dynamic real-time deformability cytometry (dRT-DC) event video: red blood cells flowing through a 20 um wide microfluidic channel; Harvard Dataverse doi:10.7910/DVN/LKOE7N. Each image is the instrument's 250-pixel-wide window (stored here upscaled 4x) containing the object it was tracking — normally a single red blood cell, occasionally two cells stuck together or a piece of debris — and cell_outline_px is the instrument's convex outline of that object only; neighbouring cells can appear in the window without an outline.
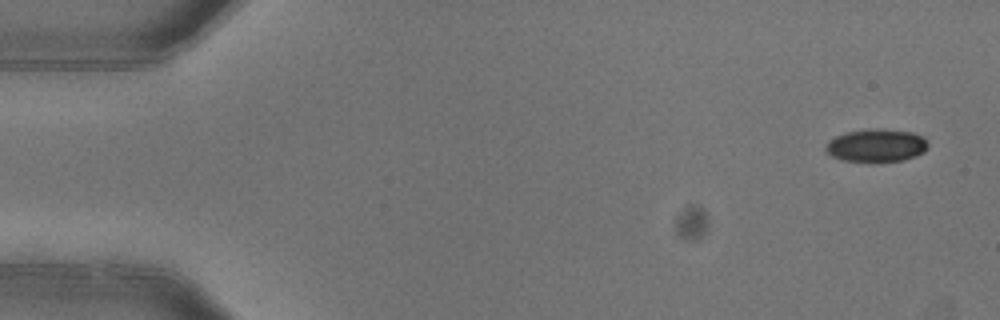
{"species": "common noctule bat (a hibernating species)", "species_latin": "Nyctalus noctula", "temperature_condition": "warm", "stored_images_in_passage": 7, "camera_frame_rate_fps": 3000, "um_per_image_px": 0.085, "animal": {"sex": "female"}, "frame": {"image": 1, "passage_image": 1, "time_ms": 0.0, "image_size_px": [1000, 320], "cell_outline_px": [[928, 144], [924, 152], [916, 156], [904, 160], [840, 160], [832, 156], [824, 148], [828, 140], [836, 136], [848, 132], [868, 128], [880, 128], [912, 132], [924, 136], [928, 140]], "centroid_in_image_um": [74.52, 12.33], "position_along_channel_um": 10.5, "area_um2": 19.48}}
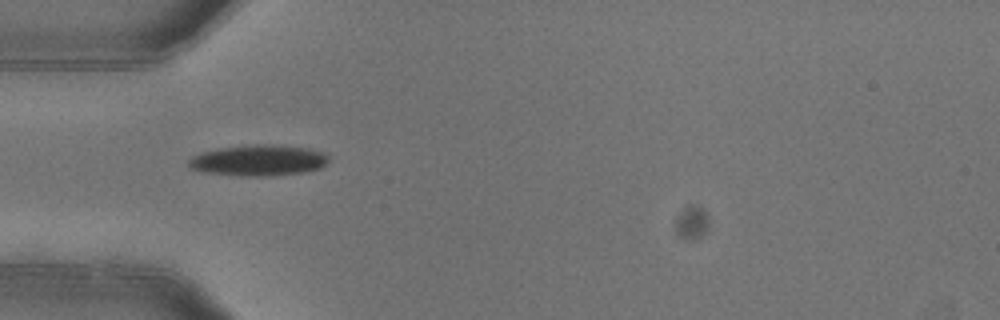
{"frame": {"image": 2, "passage_image": 4, "time_ms": 1.0, "image_size_px": [1000, 320], "cell_outline_px": [[328, 160], [320, 168], [304, 172], [272, 176], [240, 176], [204, 172], [192, 168], [188, 164], [188, 160], [192, 156], [204, 152], [220, 148], [256, 144], [260, 144], [308, 148], [324, 152], [328, 156]], "centroid_in_image_um": [21.98, 13.64], "position_along_channel_um": 63.0, "area_um2": 25.03}}